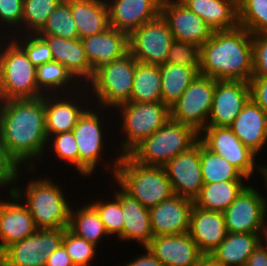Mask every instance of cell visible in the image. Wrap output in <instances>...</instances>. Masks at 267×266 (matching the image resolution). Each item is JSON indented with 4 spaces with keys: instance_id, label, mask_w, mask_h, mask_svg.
<instances>
[{
    "instance_id": "1",
    "label": "cell",
    "mask_w": 267,
    "mask_h": 266,
    "mask_svg": "<svg viewBox=\"0 0 267 266\" xmlns=\"http://www.w3.org/2000/svg\"><path fill=\"white\" fill-rule=\"evenodd\" d=\"M0 138L7 154L19 167L25 162L26 170L31 173L32 160L41 162L48 146L44 95L0 101Z\"/></svg>"
},
{
    "instance_id": "2",
    "label": "cell",
    "mask_w": 267,
    "mask_h": 266,
    "mask_svg": "<svg viewBox=\"0 0 267 266\" xmlns=\"http://www.w3.org/2000/svg\"><path fill=\"white\" fill-rule=\"evenodd\" d=\"M200 74L249 83L253 77L252 34L240 26L213 31L200 47Z\"/></svg>"
},
{
    "instance_id": "3",
    "label": "cell",
    "mask_w": 267,
    "mask_h": 266,
    "mask_svg": "<svg viewBox=\"0 0 267 266\" xmlns=\"http://www.w3.org/2000/svg\"><path fill=\"white\" fill-rule=\"evenodd\" d=\"M113 161L117 184L144 207L152 208L174 194L164 167L139 164L129 155L119 154Z\"/></svg>"
},
{
    "instance_id": "4",
    "label": "cell",
    "mask_w": 267,
    "mask_h": 266,
    "mask_svg": "<svg viewBox=\"0 0 267 266\" xmlns=\"http://www.w3.org/2000/svg\"><path fill=\"white\" fill-rule=\"evenodd\" d=\"M27 184L24 192L19 186L13 185L9 192H14L19 198H22L21 200L25 198V205L37 229L68 228L71 205L61 187L48 178L29 180ZM23 196L25 197L23 198Z\"/></svg>"
},
{
    "instance_id": "5",
    "label": "cell",
    "mask_w": 267,
    "mask_h": 266,
    "mask_svg": "<svg viewBox=\"0 0 267 266\" xmlns=\"http://www.w3.org/2000/svg\"><path fill=\"white\" fill-rule=\"evenodd\" d=\"M198 140L199 133L193 127L170 118L128 155L139 164L163 167L171 159L189 150Z\"/></svg>"
},
{
    "instance_id": "6",
    "label": "cell",
    "mask_w": 267,
    "mask_h": 266,
    "mask_svg": "<svg viewBox=\"0 0 267 266\" xmlns=\"http://www.w3.org/2000/svg\"><path fill=\"white\" fill-rule=\"evenodd\" d=\"M10 38V42L2 44L5 47L0 46V101L42 97L37 88V68Z\"/></svg>"
},
{
    "instance_id": "7",
    "label": "cell",
    "mask_w": 267,
    "mask_h": 266,
    "mask_svg": "<svg viewBox=\"0 0 267 266\" xmlns=\"http://www.w3.org/2000/svg\"><path fill=\"white\" fill-rule=\"evenodd\" d=\"M138 61L128 52L119 59L105 63L94 70L87 83L92 87L95 98L106 109L130 101L135 69ZM108 107V108H107Z\"/></svg>"
},
{
    "instance_id": "8",
    "label": "cell",
    "mask_w": 267,
    "mask_h": 266,
    "mask_svg": "<svg viewBox=\"0 0 267 266\" xmlns=\"http://www.w3.org/2000/svg\"><path fill=\"white\" fill-rule=\"evenodd\" d=\"M122 116L121 156L128 155L146 137L160 129L170 119V108L162 102H125L117 106Z\"/></svg>"
},
{
    "instance_id": "9",
    "label": "cell",
    "mask_w": 267,
    "mask_h": 266,
    "mask_svg": "<svg viewBox=\"0 0 267 266\" xmlns=\"http://www.w3.org/2000/svg\"><path fill=\"white\" fill-rule=\"evenodd\" d=\"M216 80L198 74L180 98L170 107V118L200 133L207 127Z\"/></svg>"
},
{
    "instance_id": "10",
    "label": "cell",
    "mask_w": 267,
    "mask_h": 266,
    "mask_svg": "<svg viewBox=\"0 0 267 266\" xmlns=\"http://www.w3.org/2000/svg\"><path fill=\"white\" fill-rule=\"evenodd\" d=\"M66 228L37 231L1 253L2 266H46L47 258L62 245Z\"/></svg>"
},
{
    "instance_id": "11",
    "label": "cell",
    "mask_w": 267,
    "mask_h": 266,
    "mask_svg": "<svg viewBox=\"0 0 267 266\" xmlns=\"http://www.w3.org/2000/svg\"><path fill=\"white\" fill-rule=\"evenodd\" d=\"M167 22L160 15L128 35L129 53L140 63L163 65L174 42Z\"/></svg>"
},
{
    "instance_id": "12",
    "label": "cell",
    "mask_w": 267,
    "mask_h": 266,
    "mask_svg": "<svg viewBox=\"0 0 267 266\" xmlns=\"http://www.w3.org/2000/svg\"><path fill=\"white\" fill-rule=\"evenodd\" d=\"M267 199L254 187L247 186L223 212L228 233L265 234Z\"/></svg>"
},
{
    "instance_id": "13",
    "label": "cell",
    "mask_w": 267,
    "mask_h": 266,
    "mask_svg": "<svg viewBox=\"0 0 267 266\" xmlns=\"http://www.w3.org/2000/svg\"><path fill=\"white\" fill-rule=\"evenodd\" d=\"M199 140L210 151L234 165L248 179L259 167L255 164L257 154L246 147L230 127L207 126L199 133Z\"/></svg>"
},
{
    "instance_id": "14",
    "label": "cell",
    "mask_w": 267,
    "mask_h": 266,
    "mask_svg": "<svg viewBox=\"0 0 267 266\" xmlns=\"http://www.w3.org/2000/svg\"><path fill=\"white\" fill-rule=\"evenodd\" d=\"M86 109L72 130L79 151V173L84 177L95 173L104 148L103 126L99 114L87 106Z\"/></svg>"
},
{
    "instance_id": "15",
    "label": "cell",
    "mask_w": 267,
    "mask_h": 266,
    "mask_svg": "<svg viewBox=\"0 0 267 266\" xmlns=\"http://www.w3.org/2000/svg\"><path fill=\"white\" fill-rule=\"evenodd\" d=\"M173 193L195 200L204 185L200 163V140L164 166Z\"/></svg>"
},
{
    "instance_id": "16",
    "label": "cell",
    "mask_w": 267,
    "mask_h": 266,
    "mask_svg": "<svg viewBox=\"0 0 267 266\" xmlns=\"http://www.w3.org/2000/svg\"><path fill=\"white\" fill-rule=\"evenodd\" d=\"M250 99L248 82L216 80L207 126L230 127Z\"/></svg>"
},
{
    "instance_id": "17",
    "label": "cell",
    "mask_w": 267,
    "mask_h": 266,
    "mask_svg": "<svg viewBox=\"0 0 267 266\" xmlns=\"http://www.w3.org/2000/svg\"><path fill=\"white\" fill-rule=\"evenodd\" d=\"M160 15L167 22L175 40L201 47L213 33L206 22L180 0H162Z\"/></svg>"
},
{
    "instance_id": "18",
    "label": "cell",
    "mask_w": 267,
    "mask_h": 266,
    "mask_svg": "<svg viewBox=\"0 0 267 266\" xmlns=\"http://www.w3.org/2000/svg\"><path fill=\"white\" fill-rule=\"evenodd\" d=\"M193 206L194 200L173 194L170 198L149 208L154 236L187 233Z\"/></svg>"
},
{
    "instance_id": "19",
    "label": "cell",
    "mask_w": 267,
    "mask_h": 266,
    "mask_svg": "<svg viewBox=\"0 0 267 266\" xmlns=\"http://www.w3.org/2000/svg\"><path fill=\"white\" fill-rule=\"evenodd\" d=\"M111 27L130 34L160 16L162 0H106Z\"/></svg>"
},
{
    "instance_id": "20",
    "label": "cell",
    "mask_w": 267,
    "mask_h": 266,
    "mask_svg": "<svg viewBox=\"0 0 267 266\" xmlns=\"http://www.w3.org/2000/svg\"><path fill=\"white\" fill-rule=\"evenodd\" d=\"M13 201L0 200V252L15 242L22 241L37 231L33 218L25 204H21L14 192L9 193Z\"/></svg>"
},
{
    "instance_id": "21",
    "label": "cell",
    "mask_w": 267,
    "mask_h": 266,
    "mask_svg": "<svg viewBox=\"0 0 267 266\" xmlns=\"http://www.w3.org/2000/svg\"><path fill=\"white\" fill-rule=\"evenodd\" d=\"M147 248L163 266H196L204 255L188 232L154 236Z\"/></svg>"
},
{
    "instance_id": "22",
    "label": "cell",
    "mask_w": 267,
    "mask_h": 266,
    "mask_svg": "<svg viewBox=\"0 0 267 266\" xmlns=\"http://www.w3.org/2000/svg\"><path fill=\"white\" fill-rule=\"evenodd\" d=\"M188 233L203 254H210L222 243L228 233L224 214L203 210L194 205Z\"/></svg>"
},
{
    "instance_id": "23",
    "label": "cell",
    "mask_w": 267,
    "mask_h": 266,
    "mask_svg": "<svg viewBox=\"0 0 267 266\" xmlns=\"http://www.w3.org/2000/svg\"><path fill=\"white\" fill-rule=\"evenodd\" d=\"M81 41L93 70L129 52L128 34L111 26L101 33L82 38Z\"/></svg>"
},
{
    "instance_id": "24",
    "label": "cell",
    "mask_w": 267,
    "mask_h": 266,
    "mask_svg": "<svg viewBox=\"0 0 267 266\" xmlns=\"http://www.w3.org/2000/svg\"><path fill=\"white\" fill-rule=\"evenodd\" d=\"M52 51L53 60L64 65L78 80L88 83L94 70L87 59L81 39H65L53 35H40ZM79 79L81 80L79 82Z\"/></svg>"
},
{
    "instance_id": "25",
    "label": "cell",
    "mask_w": 267,
    "mask_h": 266,
    "mask_svg": "<svg viewBox=\"0 0 267 266\" xmlns=\"http://www.w3.org/2000/svg\"><path fill=\"white\" fill-rule=\"evenodd\" d=\"M230 128L257 155L267 143V114L252 99L247 102Z\"/></svg>"
},
{
    "instance_id": "26",
    "label": "cell",
    "mask_w": 267,
    "mask_h": 266,
    "mask_svg": "<svg viewBox=\"0 0 267 266\" xmlns=\"http://www.w3.org/2000/svg\"><path fill=\"white\" fill-rule=\"evenodd\" d=\"M120 203L123 213V233L118 237L121 241L137 240L146 248L154 233L150 223L149 208L131 197L120 187Z\"/></svg>"
},
{
    "instance_id": "27",
    "label": "cell",
    "mask_w": 267,
    "mask_h": 266,
    "mask_svg": "<svg viewBox=\"0 0 267 266\" xmlns=\"http://www.w3.org/2000/svg\"><path fill=\"white\" fill-rule=\"evenodd\" d=\"M180 1L203 19L213 31L230 30L239 26L238 0Z\"/></svg>"
},
{
    "instance_id": "28",
    "label": "cell",
    "mask_w": 267,
    "mask_h": 266,
    "mask_svg": "<svg viewBox=\"0 0 267 266\" xmlns=\"http://www.w3.org/2000/svg\"><path fill=\"white\" fill-rule=\"evenodd\" d=\"M56 94L44 95L45 124L46 134L49 137L58 133L72 131L76 126L78 119L84 113L85 104L82 105L73 102L70 98H65ZM58 98V99H57ZM64 98V99H63ZM80 105V106H79Z\"/></svg>"
},
{
    "instance_id": "29",
    "label": "cell",
    "mask_w": 267,
    "mask_h": 266,
    "mask_svg": "<svg viewBox=\"0 0 267 266\" xmlns=\"http://www.w3.org/2000/svg\"><path fill=\"white\" fill-rule=\"evenodd\" d=\"M70 11L79 39L96 35L110 27L106 0H70Z\"/></svg>"
},
{
    "instance_id": "30",
    "label": "cell",
    "mask_w": 267,
    "mask_h": 266,
    "mask_svg": "<svg viewBox=\"0 0 267 266\" xmlns=\"http://www.w3.org/2000/svg\"><path fill=\"white\" fill-rule=\"evenodd\" d=\"M265 234L227 233L210 255L223 266H245L248 258L262 242Z\"/></svg>"
},
{
    "instance_id": "31",
    "label": "cell",
    "mask_w": 267,
    "mask_h": 266,
    "mask_svg": "<svg viewBox=\"0 0 267 266\" xmlns=\"http://www.w3.org/2000/svg\"><path fill=\"white\" fill-rule=\"evenodd\" d=\"M243 180L204 183L194 205L207 211L223 213L246 187Z\"/></svg>"
},
{
    "instance_id": "32",
    "label": "cell",
    "mask_w": 267,
    "mask_h": 266,
    "mask_svg": "<svg viewBox=\"0 0 267 266\" xmlns=\"http://www.w3.org/2000/svg\"><path fill=\"white\" fill-rule=\"evenodd\" d=\"M160 73L162 103L170 108L197 77L200 69L176 64H163L160 65Z\"/></svg>"
},
{
    "instance_id": "33",
    "label": "cell",
    "mask_w": 267,
    "mask_h": 266,
    "mask_svg": "<svg viewBox=\"0 0 267 266\" xmlns=\"http://www.w3.org/2000/svg\"><path fill=\"white\" fill-rule=\"evenodd\" d=\"M130 102H162L160 66L137 63Z\"/></svg>"
},
{
    "instance_id": "34",
    "label": "cell",
    "mask_w": 267,
    "mask_h": 266,
    "mask_svg": "<svg viewBox=\"0 0 267 266\" xmlns=\"http://www.w3.org/2000/svg\"><path fill=\"white\" fill-rule=\"evenodd\" d=\"M73 210L71 208L68 227L73 233L95 246L99 244L103 237L109 236L104 223L90 204L84 205L77 211Z\"/></svg>"
},
{
    "instance_id": "35",
    "label": "cell",
    "mask_w": 267,
    "mask_h": 266,
    "mask_svg": "<svg viewBox=\"0 0 267 266\" xmlns=\"http://www.w3.org/2000/svg\"><path fill=\"white\" fill-rule=\"evenodd\" d=\"M200 163L204 183L247 179L234 165L210 151L200 141Z\"/></svg>"
},
{
    "instance_id": "36",
    "label": "cell",
    "mask_w": 267,
    "mask_h": 266,
    "mask_svg": "<svg viewBox=\"0 0 267 266\" xmlns=\"http://www.w3.org/2000/svg\"><path fill=\"white\" fill-rule=\"evenodd\" d=\"M36 78L37 88L43 95H48V92L49 95L54 94L60 88L63 90H59L57 93L59 94L62 92L64 94V90H67L68 88L66 86L67 84H69L68 86H71L70 83L77 82V79L72 75V73L64 65L56 61L44 63L41 66H38L36 70Z\"/></svg>"
},
{
    "instance_id": "37",
    "label": "cell",
    "mask_w": 267,
    "mask_h": 266,
    "mask_svg": "<svg viewBox=\"0 0 267 266\" xmlns=\"http://www.w3.org/2000/svg\"><path fill=\"white\" fill-rule=\"evenodd\" d=\"M62 0H23L22 28L20 34H38L48 21L51 13ZM29 30V31H28Z\"/></svg>"
},
{
    "instance_id": "38",
    "label": "cell",
    "mask_w": 267,
    "mask_h": 266,
    "mask_svg": "<svg viewBox=\"0 0 267 266\" xmlns=\"http://www.w3.org/2000/svg\"><path fill=\"white\" fill-rule=\"evenodd\" d=\"M38 34L78 39V30L70 11V0L60 1Z\"/></svg>"
},
{
    "instance_id": "39",
    "label": "cell",
    "mask_w": 267,
    "mask_h": 266,
    "mask_svg": "<svg viewBox=\"0 0 267 266\" xmlns=\"http://www.w3.org/2000/svg\"><path fill=\"white\" fill-rule=\"evenodd\" d=\"M238 23L252 35L267 33V0H238Z\"/></svg>"
},
{
    "instance_id": "40",
    "label": "cell",
    "mask_w": 267,
    "mask_h": 266,
    "mask_svg": "<svg viewBox=\"0 0 267 266\" xmlns=\"http://www.w3.org/2000/svg\"><path fill=\"white\" fill-rule=\"evenodd\" d=\"M114 199L109 201H93L90 205L96 210L104 223L107 233L118 237L123 233V213L120 203V190L113 191Z\"/></svg>"
},
{
    "instance_id": "41",
    "label": "cell",
    "mask_w": 267,
    "mask_h": 266,
    "mask_svg": "<svg viewBox=\"0 0 267 266\" xmlns=\"http://www.w3.org/2000/svg\"><path fill=\"white\" fill-rule=\"evenodd\" d=\"M62 245L67 250L74 266H90L91 260L96 256V247L85 239L73 233L69 228L64 231Z\"/></svg>"
},
{
    "instance_id": "42",
    "label": "cell",
    "mask_w": 267,
    "mask_h": 266,
    "mask_svg": "<svg viewBox=\"0 0 267 266\" xmlns=\"http://www.w3.org/2000/svg\"><path fill=\"white\" fill-rule=\"evenodd\" d=\"M16 38L13 40L24 50L28 59L36 68L44 63L54 61L52 51L47 42L39 34L27 33L22 38V42L19 41L21 40L19 37Z\"/></svg>"
},
{
    "instance_id": "43",
    "label": "cell",
    "mask_w": 267,
    "mask_h": 266,
    "mask_svg": "<svg viewBox=\"0 0 267 266\" xmlns=\"http://www.w3.org/2000/svg\"><path fill=\"white\" fill-rule=\"evenodd\" d=\"M165 64L200 69V46L190 42L174 40L167 54Z\"/></svg>"
},
{
    "instance_id": "44",
    "label": "cell",
    "mask_w": 267,
    "mask_h": 266,
    "mask_svg": "<svg viewBox=\"0 0 267 266\" xmlns=\"http://www.w3.org/2000/svg\"><path fill=\"white\" fill-rule=\"evenodd\" d=\"M53 138V139H51ZM52 140V147L54 154L62 161L71 163L79 172V151L76 140L72 131L58 133L49 137L48 143ZM52 145V146H51Z\"/></svg>"
},
{
    "instance_id": "45",
    "label": "cell",
    "mask_w": 267,
    "mask_h": 266,
    "mask_svg": "<svg viewBox=\"0 0 267 266\" xmlns=\"http://www.w3.org/2000/svg\"><path fill=\"white\" fill-rule=\"evenodd\" d=\"M253 77L267 78V33L252 35Z\"/></svg>"
},
{
    "instance_id": "46",
    "label": "cell",
    "mask_w": 267,
    "mask_h": 266,
    "mask_svg": "<svg viewBox=\"0 0 267 266\" xmlns=\"http://www.w3.org/2000/svg\"><path fill=\"white\" fill-rule=\"evenodd\" d=\"M22 5L23 0H0V22L4 27L5 23H7L6 27H9L10 25V27L17 25L16 27H20L21 31V25L23 20Z\"/></svg>"
},
{
    "instance_id": "47",
    "label": "cell",
    "mask_w": 267,
    "mask_h": 266,
    "mask_svg": "<svg viewBox=\"0 0 267 266\" xmlns=\"http://www.w3.org/2000/svg\"><path fill=\"white\" fill-rule=\"evenodd\" d=\"M19 166L7 154L4 144L0 138V187L14 185L15 181L20 177L18 174ZM14 182V183H13Z\"/></svg>"
},
{
    "instance_id": "48",
    "label": "cell",
    "mask_w": 267,
    "mask_h": 266,
    "mask_svg": "<svg viewBox=\"0 0 267 266\" xmlns=\"http://www.w3.org/2000/svg\"><path fill=\"white\" fill-rule=\"evenodd\" d=\"M249 84L251 99L267 114V78L252 77Z\"/></svg>"
},
{
    "instance_id": "49",
    "label": "cell",
    "mask_w": 267,
    "mask_h": 266,
    "mask_svg": "<svg viewBox=\"0 0 267 266\" xmlns=\"http://www.w3.org/2000/svg\"><path fill=\"white\" fill-rule=\"evenodd\" d=\"M46 266H74L67 250L61 245L48 258Z\"/></svg>"
},
{
    "instance_id": "50",
    "label": "cell",
    "mask_w": 267,
    "mask_h": 266,
    "mask_svg": "<svg viewBox=\"0 0 267 266\" xmlns=\"http://www.w3.org/2000/svg\"><path fill=\"white\" fill-rule=\"evenodd\" d=\"M146 253L138 255L133 261L131 260L125 266H163L162 263L146 247Z\"/></svg>"
},
{
    "instance_id": "51",
    "label": "cell",
    "mask_w": 267,
    "mask_h": 266,
    "mask_svg": "<svg viewBox=\"0 0 267 266\" xmlns=\"http://www.w3.org/2000/svg\"><path fill=\"white\" fill-rule=\"evenodd\" d=\"M245 266H267V247L260 243L248 258Z\"/></svg>"
},
{
    "instance_id": "52",
    "label": "cell",
    "mask_w": 267,
    "mask_h": 266,
    "mask_svg": "<svg viewBox=\"0 0 267 266\" xmlns=\"http://www.w3.org/2000/svg\"><path fill=\"white\" fill-rule=\"evenodd\" d=\"M196 266H223L216 261L210 254H204L198 261Z\"/></svg>"
},
{
    "instance_id": "53",
    "label": "cell",
    "mask_w": 267,
    "mask_h": 266,
    "mask_svg": "<svg viewBox=\"0 0 267 266\" xmlns=\"http://www.w3.org/2000/svg\"><path fill=\"white\" fill-rule=\"evenodd\" d=\"M258 171L262 174V176L264 177V180H265V184H266V187H267V165H260L258 167Z\"/></svg>"
},
{
    "instance_id": "54",
    "label": "cell",
    "mask_w": 267,
    "mask_h": 266,
    "mask_svg": "<svg viewBox=\"0 0 267 266\" xmlns=\"http://www.w3.org/2000/svg\"><path fill=\"white\" fill-rule=\"evenodd\" d=\"M262 240H265L266 242L264 243V245L266 244V247H267V237H263Z\"/></svg>"
},
{
    "instance_id": "55",
    "label": "cell",
    "mask_w": 267,
    "mask_h": 266,
    "mask_svg": "<svg viewBox=\"0 0 267 266\" xmlns=\"http://www.w3.org/2000/svg\"><path fill=\"white\" fill-rule=\"evenodd\" d=\"M264 236L267 237V222H266V232H265V235Z\"/></svg>"
},
{
    "instance_id": "56",
    "label": "cell",
    "mask_w": 267,
    "mask_h": 266,
    "mask_svg": "<svg viewBox=\"0 0 267 266\" xmlns=\"http://www.w3.org/2000/svg\"><path fill=\"white\" fill-rule=\"evenodd\" d=\"M0 266H2V262H1V252H0Z\"/></svg>"
}]
</instances>
